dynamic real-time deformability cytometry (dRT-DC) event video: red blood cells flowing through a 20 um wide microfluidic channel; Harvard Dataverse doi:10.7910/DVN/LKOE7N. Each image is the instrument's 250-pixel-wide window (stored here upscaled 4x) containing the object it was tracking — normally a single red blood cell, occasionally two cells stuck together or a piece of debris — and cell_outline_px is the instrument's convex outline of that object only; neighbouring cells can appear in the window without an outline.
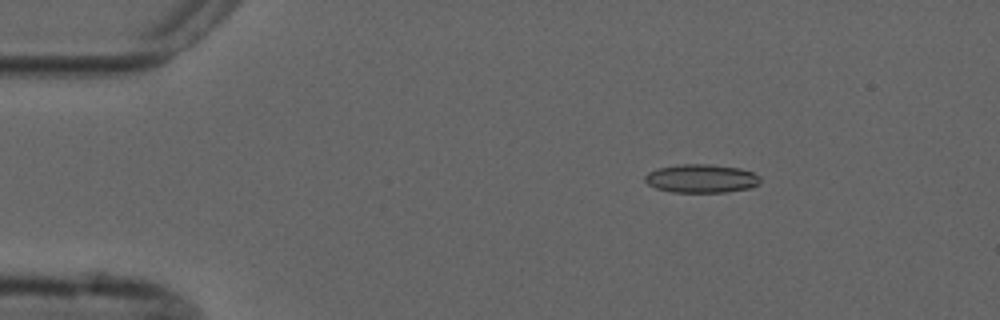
{"species": "common noctule bat (a hibernating species)", "species_latin": "Nyctalus noctula", "temperature_condition": "cold", "stored_images_in_passage": 4, "camera_frame_rate_fps": 3000, "um_per_image_px": 0.085, "animal": {"sex": "male", "forearm_length_mm": 52.5}, "frame": {"image": 1, "passage_image": 2, "time_ms": 1.333, "image_size_px": [1000, 320], "cell_outline_px": [[760, 184], [752, 188], [724, 192], [672, 192], [656, 188], [648, 184], [644, 180], [644, 176], [648, 172], [656, 168], [676, 164], [708, 164], [740, 168], [752, 172], [760, 176]], "centroid_in_image_um": [59.61, 15.17], "position_along_channel_um": 25.4, "area_um2": 19.36}}